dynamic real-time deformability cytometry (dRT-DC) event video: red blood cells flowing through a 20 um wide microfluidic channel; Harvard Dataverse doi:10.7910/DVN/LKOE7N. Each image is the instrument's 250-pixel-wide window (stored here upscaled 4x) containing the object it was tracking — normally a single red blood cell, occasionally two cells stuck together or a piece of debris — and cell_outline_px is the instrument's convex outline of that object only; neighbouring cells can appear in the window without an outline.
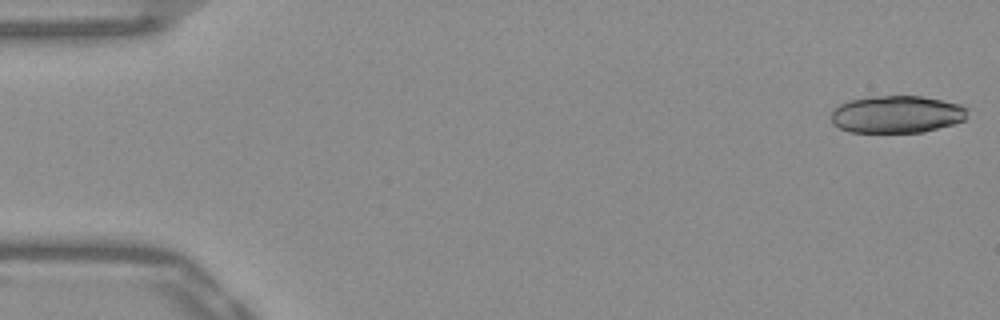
{"species": "Egyptian fruit bat (a non-hibernating species)", "species_latin": "Rousettus aegyptiacus", "temperature_condition": "warm", "stored_images_in_passage": 51, "segment_of_instrument_passage": [1, 2], "camera_frame_rate_fps": 3000, "um_per_image_px": 0.085, "frame": {"image": 1, "passage_image": 1, "time_ms": 0.0, "image_size_px": [1000, 320], "cell_outline_px": [[968, 108], [964, 120], [956, 124], [924, 132], [848, 132], [832, 124], [832, 108], [848, 100], [872, 96], [924, 96], [960, 104]], "centroid_in_image_um": [76.22, 9.71], "position_along_channel_um": 8.8, "area_um2": 30.0}}